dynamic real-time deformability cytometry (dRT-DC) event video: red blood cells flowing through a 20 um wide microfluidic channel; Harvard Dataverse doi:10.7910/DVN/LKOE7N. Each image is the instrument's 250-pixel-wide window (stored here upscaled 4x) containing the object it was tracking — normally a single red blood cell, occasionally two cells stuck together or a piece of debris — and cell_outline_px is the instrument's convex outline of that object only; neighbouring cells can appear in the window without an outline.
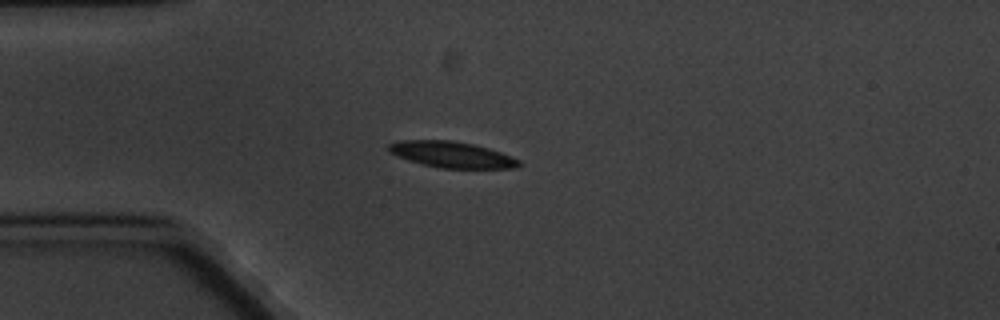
{"species": "common noctule bat (a hibernating species)", "species_latin": "Nyctalus noctula", "temperature_condition": "cold", "stored_images_in_passage": 6, "camera_frame_rate_fps": 3000, "um_per_image_px": 0.085, "animal": {"sex": "male", "body_mass_g": 20.1, "forearm_length_mm": 53.5}, "frame": {"image": 1, "passage_image": 5, "time_ms": 4.667, "image_size_px": [1000, 320], "cell_outline_px": [[520, 164], [516, 168], [440, 168], [408, 160], [388, 152], [388, 144], [400, 140], [452, 140], [476, 144], [500, 152], [520, 160]], "centroid_in_image_um": [38.39, 13.13], "position_along_channel_um": 46.6, "area_um2": 19.77}}